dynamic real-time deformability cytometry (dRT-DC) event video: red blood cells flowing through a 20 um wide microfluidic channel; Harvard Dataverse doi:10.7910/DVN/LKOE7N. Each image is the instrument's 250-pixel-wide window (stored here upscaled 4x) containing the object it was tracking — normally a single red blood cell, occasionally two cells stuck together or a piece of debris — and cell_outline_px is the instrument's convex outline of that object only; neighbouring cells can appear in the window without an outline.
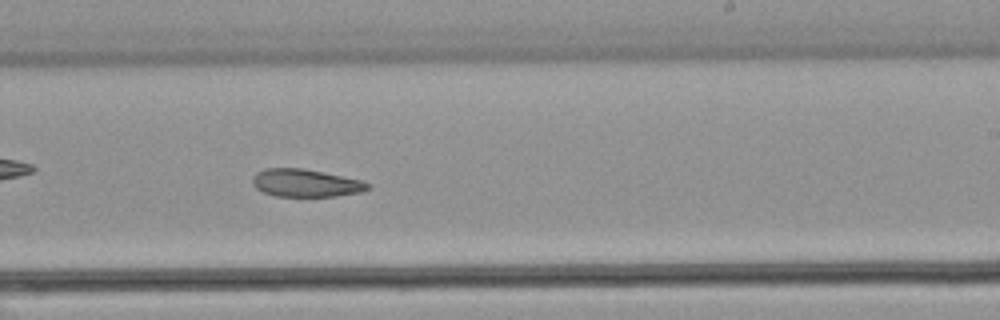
{"species": "common noctule bat (a hibernating species)", "species_latin": "Nyctalus noctula", "temperature_condition": "warm", "stored_images_in_passage": 36, "camera_frame_rate_fps": 3000, "um_per_image_px": 0.085, "animal": {"sex": "male", "body_mass_g": 21.5, "forearm_length_mm": 52.0}, "frame": {"image": 1, "passage_image": 21, "time_ms": 6.667, "image_size_px": [1000, 320], "cell_outline_px": [[372, 188], [360, 192], [336, 196], [276, 196], [264, 192], [256, 188], [252, 184], [252, 176], [256, 172], [264, 168], [304, 168], [324, 172], [360, 180], [372, 184]], "centroid_in_image_um": [25.98, 15.55], "position_along_channel_um": 263.0, "area_um2": 18.73}}
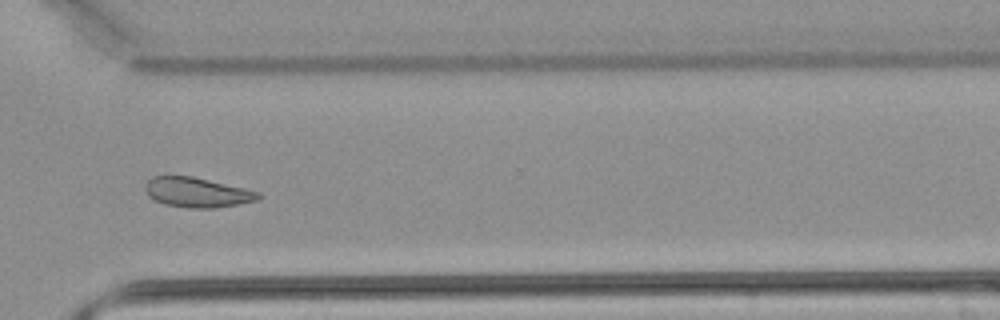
{"frame": {"image": 2, "passage_image": 26, "time_ms": 8.333, "image_size_px": [1000, 320], "cell_outline_px": [[264, 196], [256, 200], [236, 204], [212, 208], [188, 208], [164, 204], [148, 196], [144, 188], [144, 184], [152, 176], [192, 176], [244, 188], [260, 192]], "centroid_in_image_um": [16.73, 16.35], "position_along_channel_um": 353.9, "area_um2": 19.59}}